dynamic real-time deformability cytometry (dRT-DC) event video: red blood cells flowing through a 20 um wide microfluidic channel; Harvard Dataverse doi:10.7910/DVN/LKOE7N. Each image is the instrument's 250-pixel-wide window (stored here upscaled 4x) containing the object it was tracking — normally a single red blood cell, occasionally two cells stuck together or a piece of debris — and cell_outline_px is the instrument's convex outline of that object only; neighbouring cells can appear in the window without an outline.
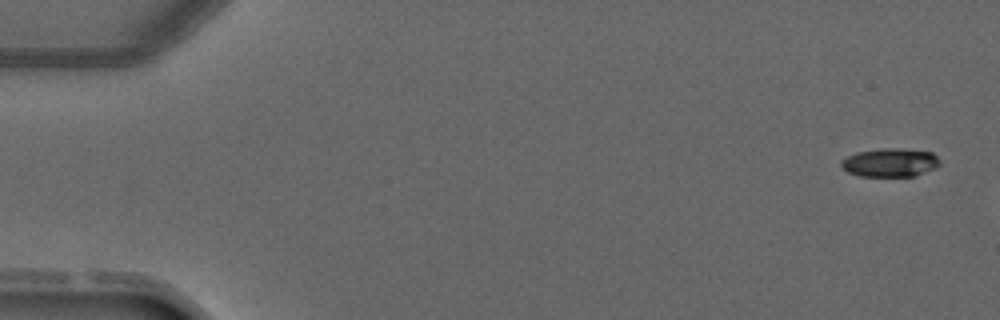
{"species": "common noctule bat (a hibernating species)", "species_latin": "Nyctalus noctula", "temperature_condition": "warm", "stored_images_in_passage": 5, "segment_of_instrument_passage": [2, 2], "camera_frame_rate_fps": 3000, "um_per_image_px": 0.085, "animal": {"sex": "male", "forearm_length_mm": 52.5}, "frame": {"image": 1, "passage_image": 5, "time_ms": 5.667, "image_size_px": [1000, 320], "cell_outline_px": [[940, 164], [936, 168], [912, 176], [860, 176], [848, 172], [840, 164], [840, 160], [856, 152], [880, 148], [900, 148], [932, 152], [940, 160]], "centroid_in_image_um": [75.65, 13.8], "position_along_channel_um": 9.3, "area_um2": 16.42}}